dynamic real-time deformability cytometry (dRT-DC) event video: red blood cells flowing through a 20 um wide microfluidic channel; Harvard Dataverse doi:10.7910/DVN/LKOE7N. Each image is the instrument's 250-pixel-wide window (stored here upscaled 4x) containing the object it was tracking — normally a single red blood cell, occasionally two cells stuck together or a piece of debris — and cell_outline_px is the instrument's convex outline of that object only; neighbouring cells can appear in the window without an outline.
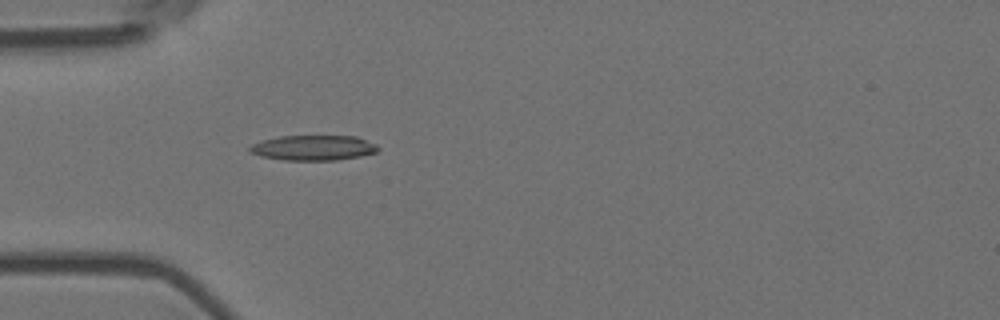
{"species": "Egyptian fruit bat (a non-hibernating species)", "species_latin": "Rousettus aegyptiacus", "temperature_condition": "room temperature", "stored_images_in_passage": 5, "camera_frame_rate_fps": 3000, "um_per_image_px": 0.085, "animal": {"sex": "female"}, "frame": {"image": 1, "passage_image": 5, "time_ms": 1.333, "image_size_px": [1000, 320], "cell_outline_px": [[380, 148], [376, 152], [360, 156], [336, 160], [284, 160], [260, 156], [248, 152], [248, 148], [252, 144], [264, 140], [280, 136], [356, 136], [376, 144]], "centroid_in_image_um": [26.62, 12.56], "position_along_channel_um": 58.4, "area_um2": 18.79}}